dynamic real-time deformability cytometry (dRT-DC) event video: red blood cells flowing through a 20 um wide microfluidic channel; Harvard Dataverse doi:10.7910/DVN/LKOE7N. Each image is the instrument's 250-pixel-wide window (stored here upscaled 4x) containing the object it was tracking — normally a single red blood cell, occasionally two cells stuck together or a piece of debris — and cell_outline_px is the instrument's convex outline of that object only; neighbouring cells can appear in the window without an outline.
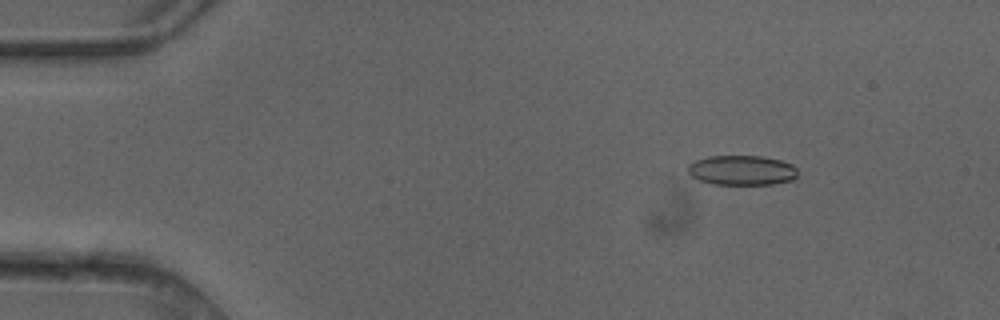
{"species": "common noctule bat (a hibernating species)", "species_latin": "Nyctalus noctula", "temperature_condition": "cold", "stored_images_in_passage": 4, "camera_frame_rate_fps": 3000, "um_per_image_px": 0.085, "animal": {"sex": "female"}, "frame": {"image": 1, "passage_image": 2, "time_ms": 0.333, "image_size_px": [1000, 320], "cell_outline_px": [[796, 176], [792, 180], [772, 184], [712, 184], [700, 180], [692, 176], [688, 172], [688, 164], [696, 160], [708, 156], [760, 156], [780, 160], [792, 164], [796, 168]], "centroid_in_image_um": [63.04, 14.47], "position_along_channel_um": 22.0, "area_um2": 18.96}}